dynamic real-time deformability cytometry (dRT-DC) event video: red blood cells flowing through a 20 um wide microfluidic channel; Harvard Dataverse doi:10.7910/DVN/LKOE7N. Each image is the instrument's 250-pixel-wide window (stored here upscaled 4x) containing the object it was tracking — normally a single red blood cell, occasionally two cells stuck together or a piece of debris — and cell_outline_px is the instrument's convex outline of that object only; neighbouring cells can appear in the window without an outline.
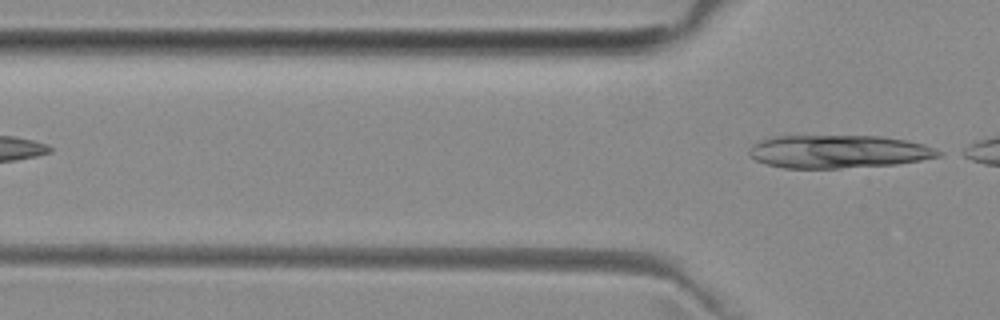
{"species": "common noctule bat (a hibernating species)", "species_latin": "Nyctalus noctula", "temperature_condition": "room temperature", "stored_images_in_passage": 4, "camera_frame_rate_fps": 3000, "um_per_image_px": 0.085, "animal": {"sex": "female", "body_mass_g": 29.2, "forearm_length_mm": 56.3}, "frame": {"image": 1, "passage_image": 4, "time_ms": 3.667, "image_size_px": [1000, 320], "cell_outline_px": [[944, 152], [940, 156], [920, 160], [896, 164], [840, 168], [784, 168], [764, 164], [748, 156], [748, 148], [752, 144], [760, 140], [776, 136], [880, 136], [908, 140], [924, 144], [936, 148]], "centroid_in_image_um": [71.24, 12.88], "position_along_channel_um": 54.6, "area_um2": 36.76}}